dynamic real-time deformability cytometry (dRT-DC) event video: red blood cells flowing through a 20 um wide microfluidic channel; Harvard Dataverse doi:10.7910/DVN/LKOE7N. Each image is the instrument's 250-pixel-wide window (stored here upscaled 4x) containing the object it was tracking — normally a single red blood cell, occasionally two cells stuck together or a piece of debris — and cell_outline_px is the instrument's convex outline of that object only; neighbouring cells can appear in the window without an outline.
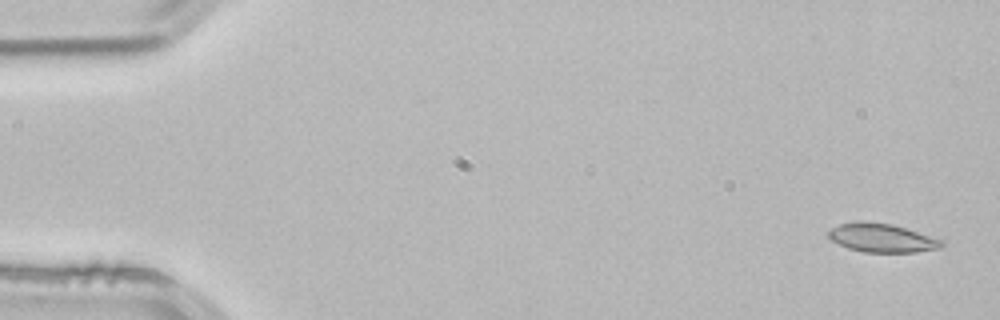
{"species": "common noctule bat (a hibernating species)", "species_latin": "Nyctalus noctula", "temperature_condition": "room temperature", "stored_images_in_passage": 4, "camera_frame_rate_fps": 3000, "um_per_image_px": 0.085, "animal": {"sex": "male", "body_mass_g": 21.5, "forearm_length_mm": 52.0}, "frame": {"image": 1, "passage_image": 1, "time_ms": 0.0, "image_size_px": [1000, 320], "cell_outline_px": [[944, 244], [940, 248], [916, 252], [864, 252], [848, 248], [832, 240], [824, 232], [840, 224], [856, 220], [860, 220], [892, 224], [944, 240]], "centroid_in_image_um": [74.94, 20.21], "position_along_channel_um": 10.1, "area_um2": 19.02}}
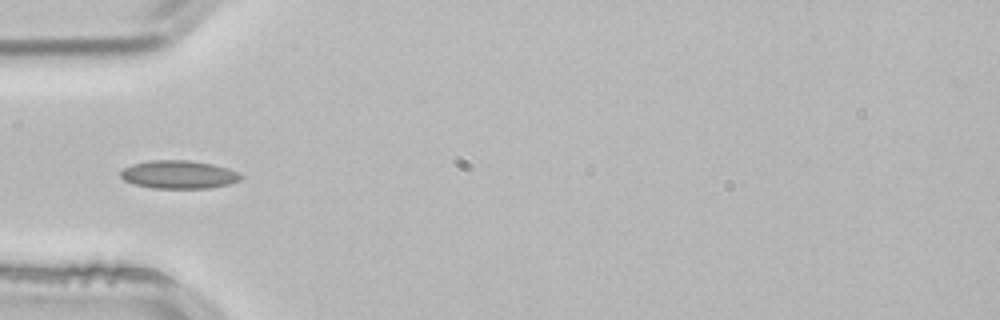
{"frame": {"image": 2, "passage_image": 4, "time_ms": 1.0, "image_size_px": [1000, 320], "cell_outline_px": [[244, 176], [240, 180], [228, 184], [208, 188], [152, 188], [136, 184], [124, 180], [120, 176], [120, 172], [124, 168], [132, 164], [152, 160], [188, 160], [212, 164], [236, 172]], "centroid_in_image_um": [15.17, 14.84], "position_along_channel_um": 69.8, "area_um2": 19.48}}